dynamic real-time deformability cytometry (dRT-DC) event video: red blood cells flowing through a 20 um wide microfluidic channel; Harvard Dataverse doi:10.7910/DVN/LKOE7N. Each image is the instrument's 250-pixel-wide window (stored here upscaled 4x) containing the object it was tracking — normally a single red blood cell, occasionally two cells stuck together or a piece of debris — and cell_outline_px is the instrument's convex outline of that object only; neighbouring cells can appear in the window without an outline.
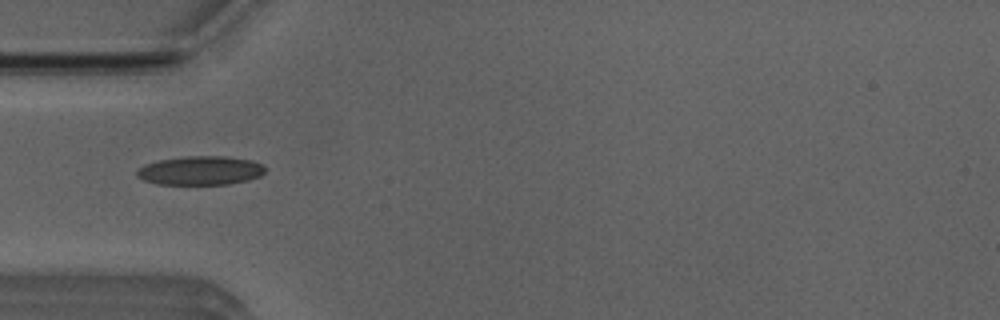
{"species": "Egyptian fruit bat (a non-hibernating species)", "species_latin": "Rousettus aegyptiacus", "temperature_condition": "room temperature", "stored_images_in_passage": 6, "camera_frame_rate_fps": 3000, "um_per_image_px": 0.085, "animal": {"sex": "male"}, "frame": {"image": 1, "passage_image": 5, "time_ms": 4.667, "image_size_px": [1000, 320], "cell_outline_px": [[264, 172], [260, 176], [248, 180], [228, 184], [156, 184], [144, 180], [136, 176], [136, 172], [144, 164], [160, 160], [184, 156], [224, 156], [252, 160], [264, 164]], "centroid_in_image_um": [17.04, 14.49], "position_along_channel_um": 68.0, "area_um2": 21.62}}